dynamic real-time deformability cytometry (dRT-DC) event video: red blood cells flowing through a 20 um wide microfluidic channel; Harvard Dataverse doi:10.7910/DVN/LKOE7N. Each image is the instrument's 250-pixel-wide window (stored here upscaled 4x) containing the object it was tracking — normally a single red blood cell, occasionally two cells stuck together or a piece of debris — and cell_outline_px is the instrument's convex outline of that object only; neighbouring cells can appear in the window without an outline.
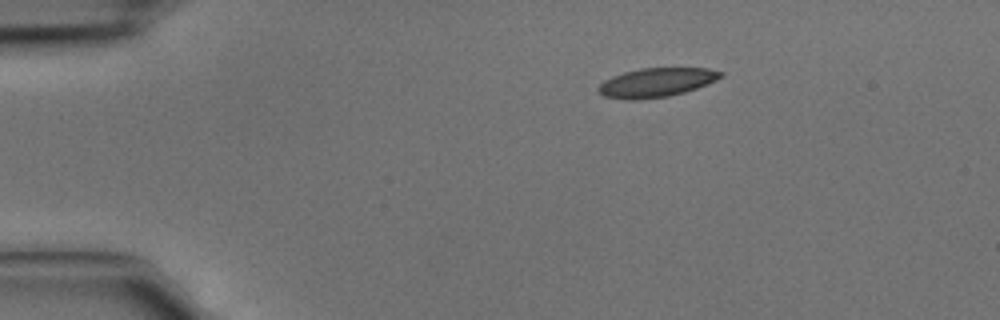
{"species": "common noctule bat (a hibernating species)", "species_latin": "Nyctalus noctula", "temperature_condition": "cold", "stored_images_in_passage": 3, "camera_frame_rate_fps": 3000, "um_per_image_px": 0.085, "animal": {"sex": "male", "body_mass_g": 15.6}, "frame": {"image": 1, "passage_image": 1, "time_ms": 0.0, "image_size_px": [1000, 320], "cell_outline_px": [[724, 76], [716, 80], [696, 88], [684, 92], [668, 96], [636, 100], [624, 100], [604, 96], [596, 88], [604, 80], [612, 76], [624, 72], [640, 68], [708, 68], [724, 72]], "centroid_in_image_um": [55.78, 7.01], "position_along_channel_um": 29.2, "area_um2": 20.75}}
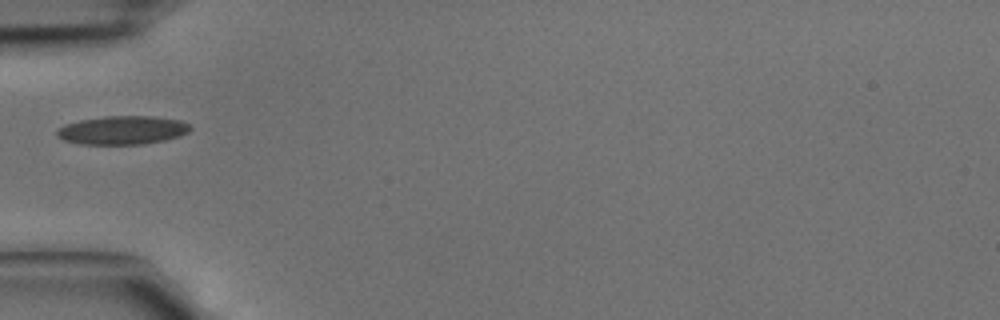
{"frame": {"image": 2, "passage_image": 3, "time_ms": 0.667, "image_size_px": [1000, 320], "cell_outline_px": [[192, 128], [188, 132], [180, 136], [164, 140], [144, 144], [80, 144], [64, 140], [56, 136], [56, 128], [64, 124], [80, 120], [104, 116], [152, 116], [180, 120], [188, 124]], "centroid_in_image_um": [10.38, 11.06], "position_along_channel_um": 74.6, "area_um2": 22.31}}